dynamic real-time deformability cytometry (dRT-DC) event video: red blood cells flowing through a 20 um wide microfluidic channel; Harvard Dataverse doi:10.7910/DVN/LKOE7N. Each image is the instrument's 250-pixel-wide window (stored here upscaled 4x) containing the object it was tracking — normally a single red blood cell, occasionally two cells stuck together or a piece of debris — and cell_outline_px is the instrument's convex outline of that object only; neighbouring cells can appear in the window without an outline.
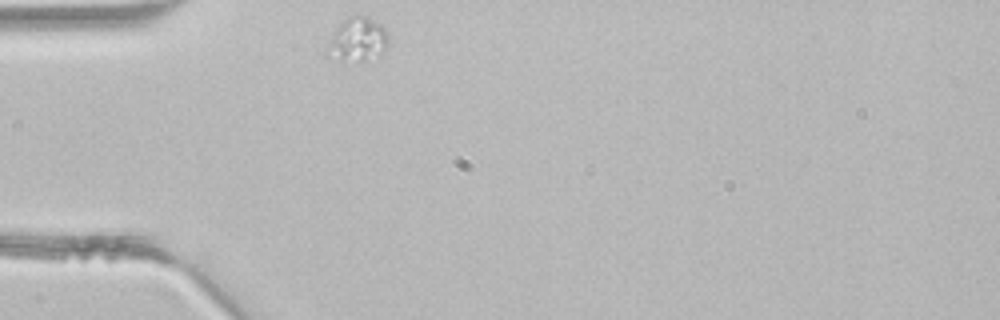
{"species": "common noctule bat (a hibernating species)", "species_latin": "Nyctalus noctula", "temperature_condition": "room temperature", "stored_images_in_passage": 1, "camera_frame_rate_fps": 3000, "um_per_image_px": 0.085, "animal": {"sex": "male", "body_mass_g": 21.5, "forearm_length_mm": 52.0}, "frame": {"image": 1, "passage_image": 1, "time_ms": 0.0, "image_size_px": [1000, 320], "cell_outline_px": [[388, 44], [384, 52], [364, 60], [344, 64], [324, 56], [324, 48], [336, 28], [348, 16], [368, 16], [380, 24], [384, 28], [388, 36]], "centroid_in_image_um": [30.31, 3.43], "position_along_channel_um": 54.7, "area_um2": 16.18}}